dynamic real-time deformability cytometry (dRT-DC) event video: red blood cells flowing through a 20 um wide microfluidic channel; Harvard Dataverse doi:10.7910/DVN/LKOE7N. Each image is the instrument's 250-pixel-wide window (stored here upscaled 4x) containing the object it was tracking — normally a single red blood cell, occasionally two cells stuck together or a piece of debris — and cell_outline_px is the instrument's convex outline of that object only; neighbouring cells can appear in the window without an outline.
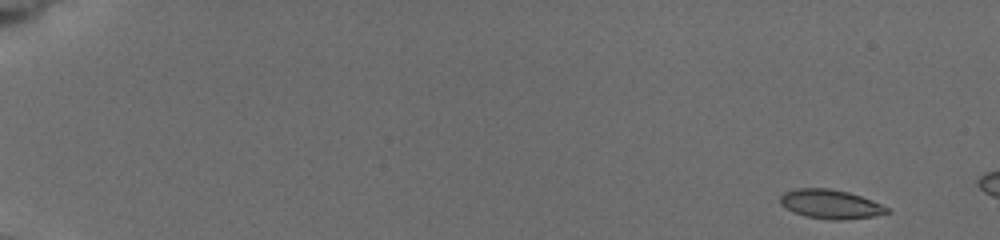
{"species": "common noctule bat (a hibernating species)", "species_latin": "Nyctalus noctula", "temperature_condition": "cold", "stored_images_in_passage": 6, "camera_frame_rate_fps": 3000, "um_per_image_px": 0.085, "animal": {"sex": "female", "body_mass_g": 19.5, "forearm_length_mm": 54.1}, "frame": {"image": 1, "passage_image": 1, "time_ms": 0.0, "image_size_px": [1000, 240], "cell_outline_px": [[892, 212], [872, 216], [840, 220], [828, 220], [804, 216], [792, 212], [780, 204], [780, 196], [784, 192], [796, 188], [828, 188], [848, 192], [872, 200], [888, 208]], "centroid_in_image_um": [70.55, 17.35], "position_along_channel_um": 14.4, "area_um2": 18.15}}